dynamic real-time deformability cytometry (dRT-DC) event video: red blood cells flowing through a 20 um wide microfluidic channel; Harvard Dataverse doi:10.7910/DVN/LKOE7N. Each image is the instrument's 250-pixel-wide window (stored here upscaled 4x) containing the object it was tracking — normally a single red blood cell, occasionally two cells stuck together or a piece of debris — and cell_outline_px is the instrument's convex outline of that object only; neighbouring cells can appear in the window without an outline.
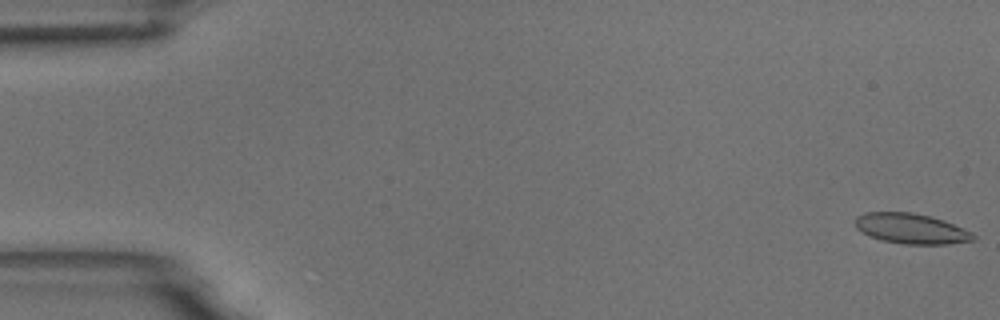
{"species": "common noctule bat (a hibernating species)", "species_latin": "Nyctalus noctula", "temperature_condition": "room temperature", "stored_images_in_passage": 55, "camera_frame_rate_fps": 3000, "um_per_image_px": 0.085, "animal": {"sex": "male", "body_mass_g": 18.8}, "frame": {"image": 1, "passage_image": 1, "time_ms": 0.0, "image_size_px": [1000, 320], "cell_outline_px": [[976, 236], [972, 240], [948, 244], [904, 244], [880, 240], [856, 228], [856, 216], [864, 212], [912, 212], [932, 216], [944, 220], [964, 228], [972, 232]], "centroid_in_image_um": [77.47, 19.42], "position_along_channel_um": 7.5, "area_um2": 20.81}}
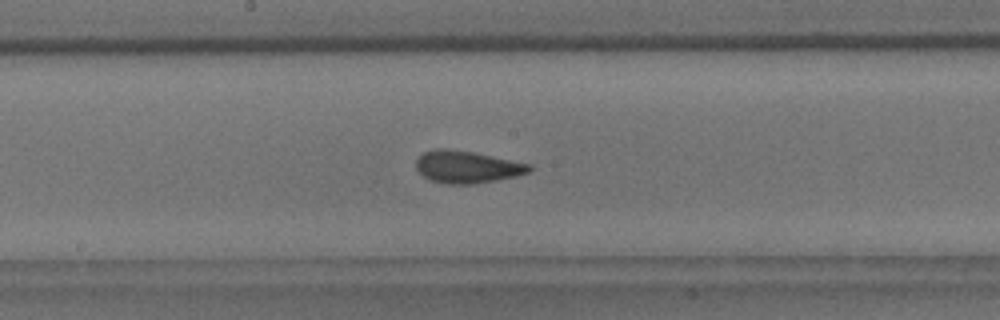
{"frame": {"image": 2, "passage_image": 29, "time_ms": 9.333, "image_size_px": [1000, 320], "cell_outline_px": [[532, 168], [528, 172], [516, 176], [496, 180], [472, 184], [444, 184], [428, 180], [416, 168], [416, 160], [424, 152], [436, 148], [448, 148], [472, 152], [532, 164]], "centroid_in_image_um": [39.68, 14.19], "position_along_channel_um": 208.5, "area_um2": 21.27}}
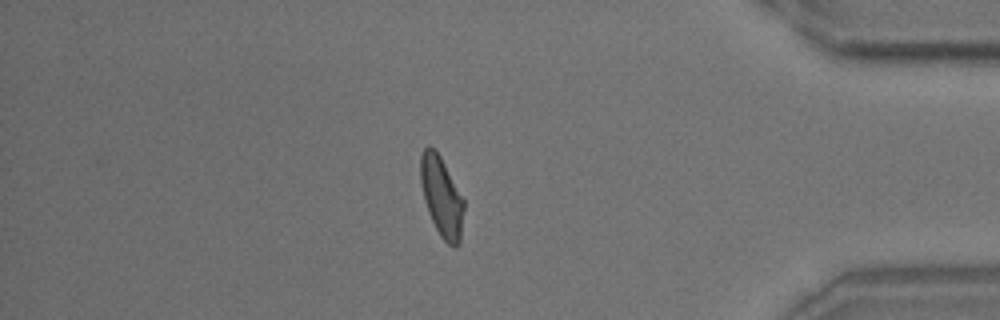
{"frame": {"image": 3, "passage_image": 47, "time_ms": 15.333, "image_size_px": [1000, 320], "cell_outline_px": [[464, 208], [460, 244], [456, 248], [452, 248], [440, 236], [428, 212], [424, 200], [420, 180], [420, 156], [424, 148], [428, 144], [436, 148], [464, 200]], "centroid_in_image_um": [37.53, 16.71], "position_along_channel_um": 397.7, "area_um2": 20.4}, "authors_computed_cell_mechanics": {"area_um2": 20.7502, "velocity_mm_per_s": 3.7106, "shape_relaxation_time_tau1_ms": 4.0899, "shape_relaxation_time_tau2_ms": 1.1747, "deformation_change_tau1": 0.127, "deformation_change_tau2": 0.0598}}